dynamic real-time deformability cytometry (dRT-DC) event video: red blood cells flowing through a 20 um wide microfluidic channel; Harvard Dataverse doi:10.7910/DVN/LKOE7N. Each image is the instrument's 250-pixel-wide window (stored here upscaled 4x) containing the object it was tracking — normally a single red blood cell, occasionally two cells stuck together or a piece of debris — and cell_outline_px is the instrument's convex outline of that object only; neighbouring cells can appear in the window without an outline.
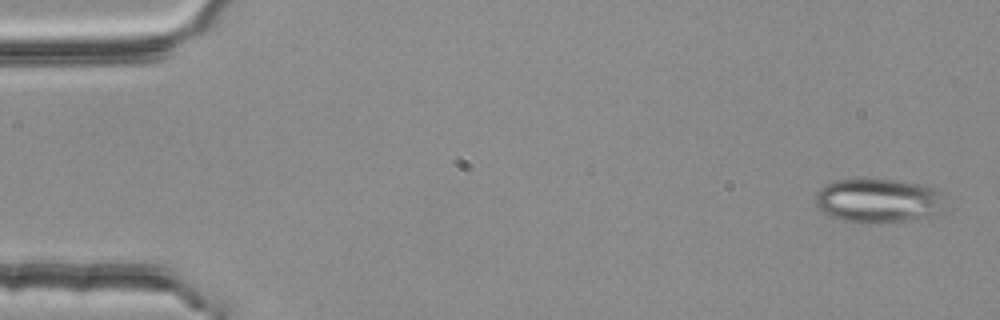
{"species": "common noctule bat (a hibernating species)", "species_latin": "Nyctalus noctula", "temperature_condition": "room temperature", "stored_images_in_passage": 5, "camera_frame_rate_fps": 3000, "um_per_image_px": 0.085, "animal": {"sex": "female", "body_mass_g": 25.1}, "frame": {"image": 1, "passage_image": 1, "time_ms": 0.0, "image_size_px": [1000, 320], "cell_outline_px": [[944, 192], [940, 212], [932, 216], [880, 224], [856, 224], [840, 220], [828, 216], [816, 208], [816, 192], [824, 184], [836, 180], [900, 180], [920, 184], [936, 188]], "centroid_in_image_um": [74.62, 17.08], "position_along_channel_um": 10.4, "area_um2": 33.99}}